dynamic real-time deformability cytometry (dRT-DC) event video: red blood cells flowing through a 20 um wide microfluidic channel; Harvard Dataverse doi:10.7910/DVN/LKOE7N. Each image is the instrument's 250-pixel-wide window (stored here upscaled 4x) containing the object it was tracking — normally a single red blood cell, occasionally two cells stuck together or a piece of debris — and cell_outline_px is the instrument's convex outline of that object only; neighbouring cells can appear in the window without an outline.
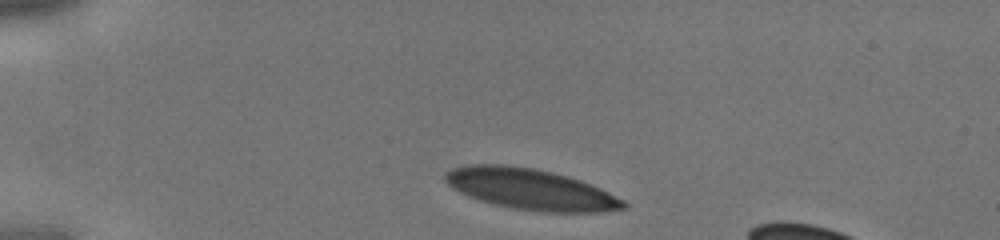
{"species": "human", "species_latin": "Homo sapiens", "temperature_condition": "cold", "stored_images_in_passage": 6, "camera_frame_rate_fps": 3000, "um_per_image_px": 0.085, "donor": {"sex": "male"}, "frame": {"image": 1, "passage_image": 1, "time_ms": 0.0, "image_size_px": [1000, 240], "cell_outline_px": [[628, 204], [624, 208], [600, 212], [544, 212], [512, 208], [480, 200], [468, 196], [452, 188], [444, 180], [444, 172], [452, 168], [468, 164], [504, 164], [532, 168], [568, 176], [580, 180], [600, 188], [624, 200]], "centroid_in_image_um": [45.06, 16.08], "position_along_channel_um": 39.9, "area_um2": 42.37}}
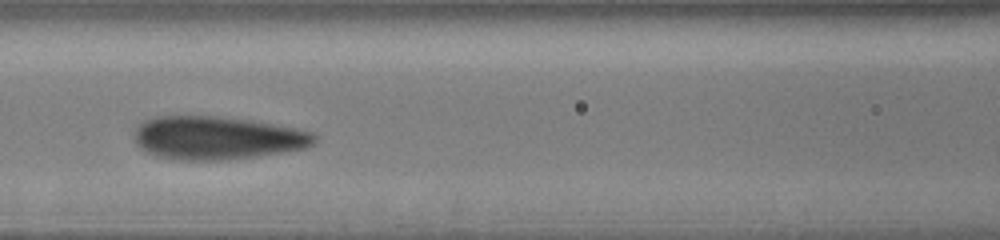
{"frame": {"image": 2, "passage_image": 5, "time_ms": 1.333, "image_size_px": [1000, 240], "cell_outline_px": [[316, 140], [308, 148], [256, 156], [228, 160], [172, 160], [156, 156], [140, 148], [136, 144], [136, 128], [144, 120], [156, 116], [216, 116], [252, 120], [312, 132], [316, 136]], "centroid_in_image_um": [18.43, 11.73], "position_along_channel_um": 148.2, "area_um2": 45.32}}
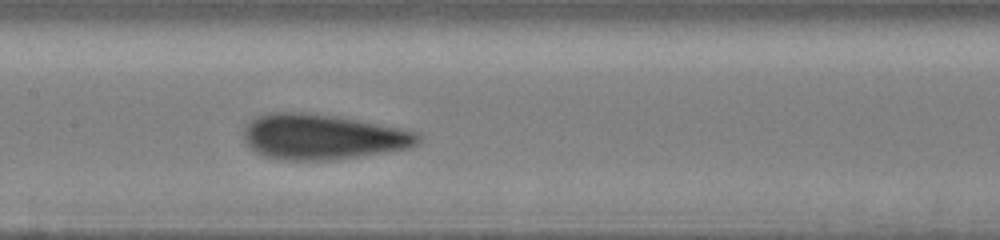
{"frame": {"image": 3, "passage_image": 6, "time_ms": 1.667, "image_size_px": [1000, 240], "cell_outline_px": [[420, 140], [412, 148], [360, 156], [328, 160], [280, 160], [264, 156], [256, 152], [244, 140], [244, 128], [256, 116], [268, 112], [308, 112], [336, 116], [380, 124], [420, 132]], "centroid_in_image_um": [27.43, 11.63], "position_along_channel_um": 180.0, "area_um2": 46.24}}